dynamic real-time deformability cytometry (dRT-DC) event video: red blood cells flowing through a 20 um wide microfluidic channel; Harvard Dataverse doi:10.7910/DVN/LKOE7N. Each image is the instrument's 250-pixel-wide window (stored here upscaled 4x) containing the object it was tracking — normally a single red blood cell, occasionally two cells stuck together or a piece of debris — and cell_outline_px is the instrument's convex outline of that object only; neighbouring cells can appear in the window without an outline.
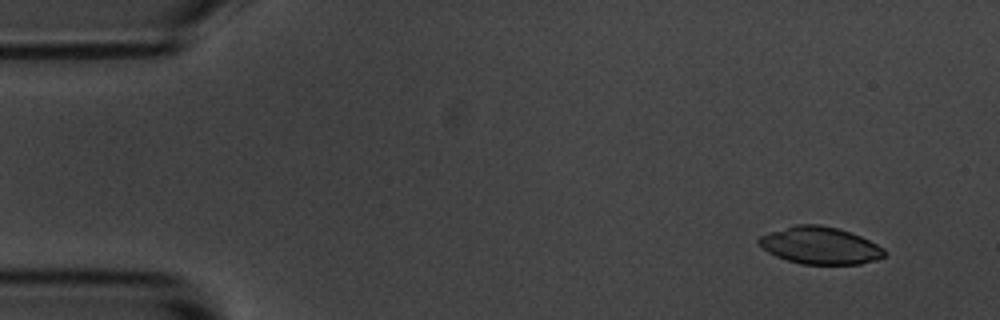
{"species": "common noctule bat (a hibernating species)", "species_latin": "Nyctalus noctula", "temperature_condition": "room temperature", "stored_images_in_passage": 4, "camera_frame_rate_fps": 3000, "um_per_image_px": 0.085, "animal": {"sex": "male", "body_mass_g": 20.1, "forearm_length_mm": 53.5}, "frame": {"image": 1, "passage_image": 1, "time_ms": 0.0, "image_size_px": [1000, 320], "cell_outline_px": [[888, 252], [884, 256], [876, 260], [860, 264], [800, 264], [776, 256], [768, 252], [756, 240], [760, 236], [768, 232], [796, 224], [820, 224], [836, 228], [860, 236], [884, 248]], "centroid_in_image_um": [69.7, 20.87], "position_along_channel_um": 15.3, "area_um2": 27.17}}